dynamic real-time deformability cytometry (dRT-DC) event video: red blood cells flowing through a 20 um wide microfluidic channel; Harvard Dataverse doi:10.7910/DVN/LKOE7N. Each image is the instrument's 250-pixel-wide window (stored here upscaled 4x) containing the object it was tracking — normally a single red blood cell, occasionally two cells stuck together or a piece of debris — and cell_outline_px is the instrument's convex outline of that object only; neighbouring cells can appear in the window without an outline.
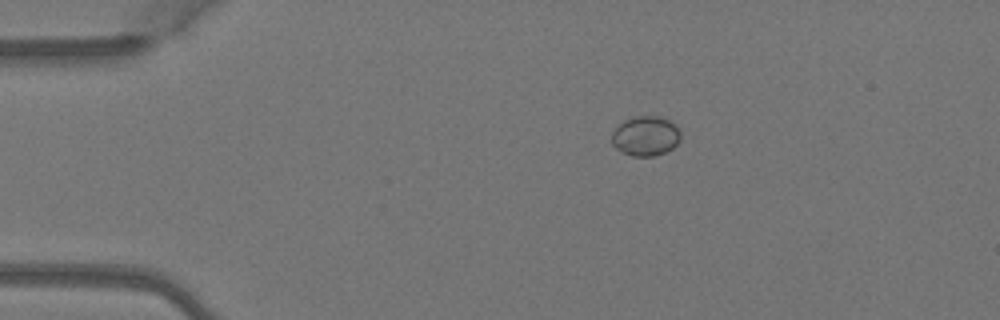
{"species": "Egyptian fruit bat (a non-hibernating species)", "species_latin": "Rousettus aegyptiacus", "temperature_condition": "warm", "stored_images_in_passage": 2, "camera_frame_rate_fps": 3000, "um_per_image_px": 0.085, "animal": {"sex": "female"}, "frame": {"image": 1, "passage_image": 1, "time_ms": 0.0, "image_size_px": [1000, 320], "cell_outline_px": [[680, 140], [672, 148], [656, 156], [632, 156], [620, 152], [612, 144], [612, 132], [624, 120], [636, 116], [660, 116], [676, 124], [680, 128]], "centroid_in_image_um": [54.88, 11.56], "position_along_channel_um": 30.1, "area_um2": 16.07}}